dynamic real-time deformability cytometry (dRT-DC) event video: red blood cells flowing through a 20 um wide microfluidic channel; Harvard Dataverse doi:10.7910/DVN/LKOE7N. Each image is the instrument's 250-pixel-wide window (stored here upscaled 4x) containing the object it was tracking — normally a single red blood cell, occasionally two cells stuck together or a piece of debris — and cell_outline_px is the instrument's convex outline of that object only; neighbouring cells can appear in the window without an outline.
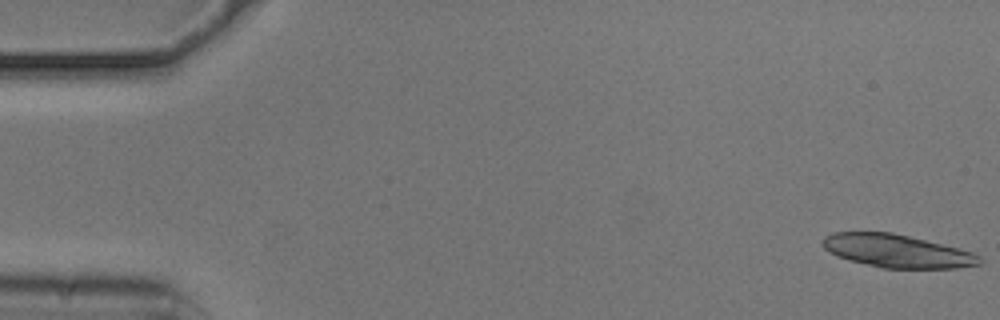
{"species": "common noctule bat (a hibernating species)", "species_latin": "Nyctalus noctula", "temperature_condition": "cold", "stored_images_in_passage": 28, "camera_frame_rate_fps": 3000, "um_per_image_px": 0.085, "animal": {"sex": "male", "body_mass_g": 20.5, "forearm_length_mm": 52.5}, "frame": {"image": 1, "passage_image": 1, "time_ms": 0.0, "image_size_px": [1000, 320], "cell_outline_px": [[984, 260], [980, 264], [956, 268], [880, 268], [848, 260], [836, 256], [828, 252], [824, 248], [820, 240], [824, 236], [832, 232], [892, 232], [972, 252], [980, 256]], "centroid_in_image_um": [76.17, 21.34], "position_along_channel_um": 8.8, "area_um2": 30.23}}
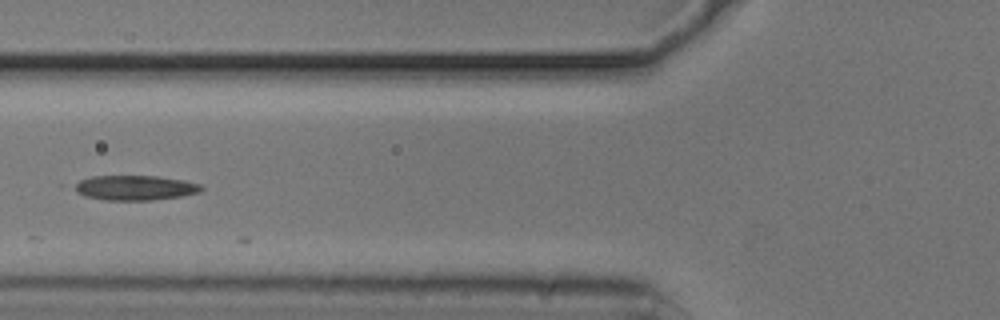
{"frame": {"image": 2, "passage_image": 21, "time_ms": 6.667, "image_size_px": [1000, 320], "cell_outline_px": [[204, 188], [200, 192], [180, 196], [152, 200], [104, 200], [84, 196], [68, 188], [72, 184], [80, 180], [92, 176], [156, 176], [184, 180], [200, 184]], "centroid_in_image_um": [11.39, 15.96], "position_along_channel_um": 114.4, "area_um2": 18.61}}